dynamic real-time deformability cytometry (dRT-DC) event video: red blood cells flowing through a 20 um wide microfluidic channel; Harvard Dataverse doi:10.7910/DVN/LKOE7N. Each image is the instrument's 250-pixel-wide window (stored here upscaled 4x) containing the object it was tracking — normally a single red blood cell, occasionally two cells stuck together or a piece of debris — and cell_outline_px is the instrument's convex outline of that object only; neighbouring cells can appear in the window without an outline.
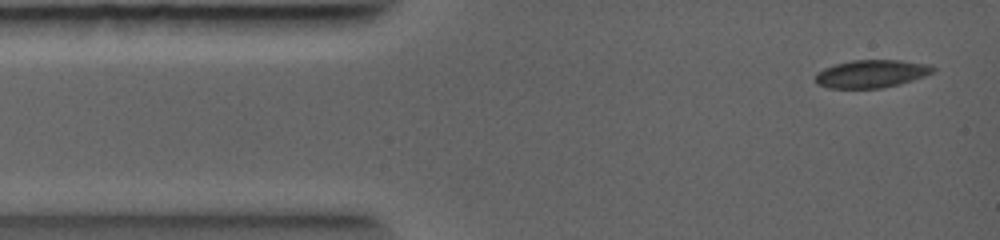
{"species": "common noctule bat (a hibernating species)", "species_latin": "Nyctalus noctula", "temperature_condition": "warm", "stored_images_in_passage": 5, "camera_frame_rate_fps": 5000, "um_per_image_px": 0.085, "animal": {"sex": "female", "body_mass_g": 19.0, "forearm_length_mm": 56.7}, "frame": {"image": 1, "passage_image": 1, "time_ms": 0.0, "image_size_px": [1000, 240], "cell_outline_px": [[936, 72], [900, 84], [880, 88], [828, 88], [816, 84], [816, 72], [832, 64], [852, 60], [900, 60], [932, 64], [936, 68]], "centroid_in_image_um": [74.09, 6.26], "position_along_channel_um": 10.9, "area_um2": 19.36}}